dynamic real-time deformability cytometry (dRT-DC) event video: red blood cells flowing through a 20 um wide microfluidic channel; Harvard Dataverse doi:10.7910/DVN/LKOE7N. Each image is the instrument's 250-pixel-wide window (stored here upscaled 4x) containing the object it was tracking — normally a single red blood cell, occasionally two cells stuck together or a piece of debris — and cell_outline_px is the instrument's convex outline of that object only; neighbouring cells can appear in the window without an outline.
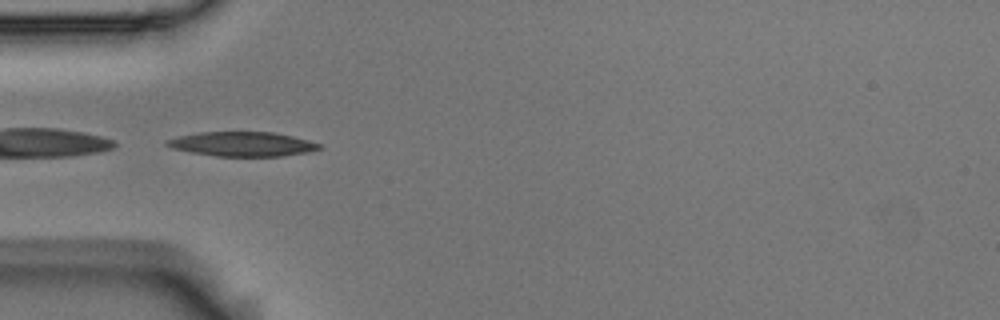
{"species": "Egyptian fruit bat (a non-hibernating species)", "species_latin": "Rousettus aegyptiacus", "temperature_condition": "room temperature", "stored_images_in_passage": 8, "camera_frame_rate_fps": 3000, "um_per_image_px": 0.085, "animal": {"sex": "male"}, "frame": {"image": 1, "passage_image": 5, "time_ms": 1.333, "image_size_px": [1000, 320], "cell_outline_px": [[320, 148], [304, 152], [280, 156], [216, 156], [192, 152], [172, 148], [164, 144], [164, 140], [180, 136], [200, 132], [272, 132], [292, 136], [308, 140], [320, 144]], "centroid_in_image_um": [20.54, 12.24], "position_along_channel_um": 64.5, "area_um2": 21.39}}
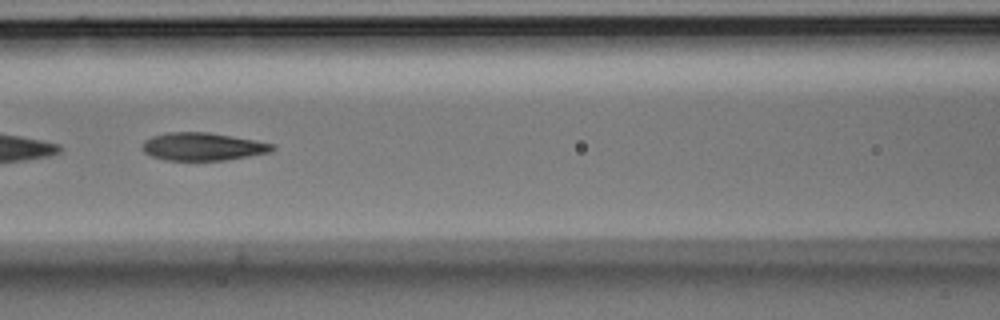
{"frame": {"image": 2, "passage_image": 7, "time_ms": 2.0, "image_size_px": [1000, 320], "cell_outline_px": [[276, 148], [272, 152], [224, 160], [164, 160], [152, 156], [144, 152], [140, 148], [144, 140], [152, 136], [168, 132], [208, 132], [232, 136], [276, 144]], "centroid_in_image_um": [17.23, 12.46], "position_along_channel_um": 149.4, "area_um2": 21.21}}
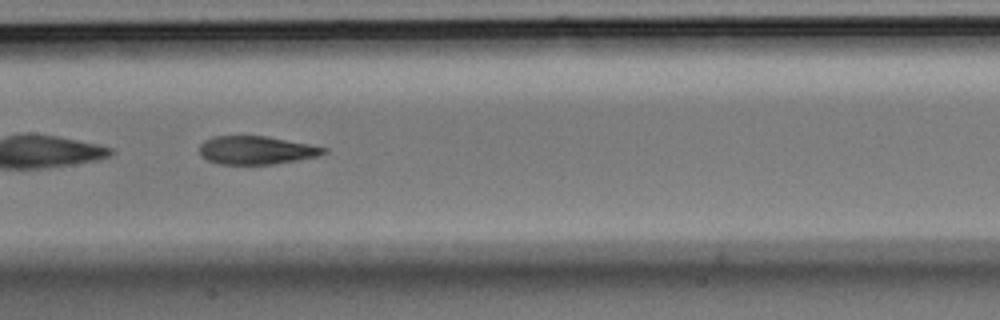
{"frame": {"image": 3, "passage_image": 8, "time_ms": 2.333, "image_size_px": [1000, 320], "cell_outline_px": [[328, 152], [316, 156], [296, 160], [272, 164], [220, 164], [208, 160], [200, 156], [200, 144], [204, 140], [212, 136], [268, 136], [328, 148]], "centroid_in_image_um": [21.76, 12.76], "position_along_channel_um": 185.6, "area_um2": 20.4}}